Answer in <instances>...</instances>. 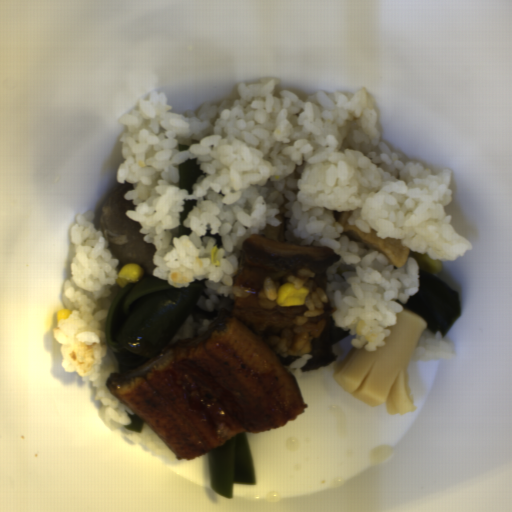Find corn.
Segmentation results:
<instances>
[{
    "instance_id": "1",
    "label": "corn",
    "mask_w": 512,
    "mask_h": 512,
    "mask_svg": "<svg viewBox=\"0 0 512 512\" xmlns=\"http://www.w3.org/2000/svg\"><path fill=\"white\" fill-rule=\"evenodd\" d=\"M309 291L305 287L296 288L294 283L281 284L277 289L275 301L279 307L303 305Z\"/></svg>"
},
{
    "instance_id": "2",
    "label": "corn",
    "mask_w": 512,
    "mask_h": 512,
    "mask_svg": "<svg viewBox=\"0 0 512 512\" xmlns=\"http://www.w3.org/2000/svg\"><path fill=\"white\" fill-rule=\"evenodd\" d=\"M144 275L145 268L139 264L130 262L119 268L115 282L119 287L122 288L125 287L128 283L141 280L144 278Z\"/></svg>"
},
{
    "instance_id": "3",
    "label": "corn",
    "mask_w": 512,
    "mask_h": 512,
    "mask_svg": "<svg viewBox=\"0 0 512 512\" xmlns=\"http://www.w3.org/2000/svg\"><path fill=\"white\" fill-rule=\"evenodd\" d=\"M407 256L413 258L418 262V271L424 270L431 272L435 275V273L441 270V265L439 261L433 260L425 252L419 253L416 251L408 250Z\"/></svg>"
},
{
    "instance_id": "4",
    "label": "corn",
    "mask_w": 512,
    "mask_h": 512,
    "mask_svg": "<svg viewBox=\"0 0 512 512\" xmlns=\"http://www.w3.org/2000/svg\"><path fill=\"white\" fill-rule=\"evenodd\" d=\"M70 315V309H60L56 313V325L59 328V324L65 320L68 319Z\"/></svg>"
}]
</instances>
